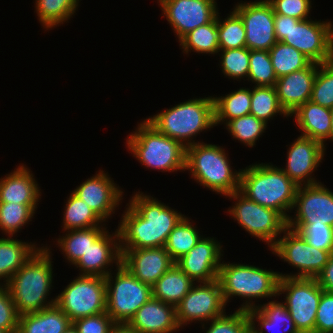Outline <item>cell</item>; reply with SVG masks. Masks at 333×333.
<instances>
[{"label":"cell","mask_w":333,"mask_h":333,"mask_svg":"<svg viewBox=\"0 0 333 333\" xmlns=\"http://www.w3.org/2000/svg\"><path fill=\"white\" fill-rule=\"evenodd\" d=\"M21 164L13 172L0 178V203L38 205L41 192L34 175Z\"/></svg>","instance_id":"25"},{"label":"cell","mask_w":333,"mask_h":333,"mask_svg":"<svg viewBox=\"0 0 333 333\" xmlns=\"http://www.w3.org/2000/svg\"><path fill=\"white\" fill-rule=\"evenodd\" d=\"M310 100L320 106L333 108V61L318 64Z\"/></svg>","instance_id":"44"},{"label":"cell","mask_w":333,"mask_h":333,"mask_svg":"<svg viewBox=\"0 0 333 333\" xmlns=\"http://www.w3.org/2000/svg\"><path fill=\"white\" fill-rule=\"evenodd\" d=\"M72 321L56 305L19 316L17 333H63Z\"/></svg>","instance_id":"28"},{"label":"cell","mask_w":333,"mask_h":333,"mask_svg":"<svg viewBox=\"0 0 333 333\" xmlns=\"http://www.w3.org/2000/svg\"><path fill=\"white\" fill-rule=\"evenodd\" d=\"M218 14L219 12L217 13L219 50L246 47L245 27L240 16L233 10L223 20Z\"/></svg>","instance_id":"39"},{"label":"cell","mask_w":333,"mask_h":333,"mask_svg":"<svg viewBox=\"0 0 333 333\" xmlns=\"http://www.w3.org/2000/svg\"><path fill=\"white\" fill-rule=\"evenodd\" d=\"M120 251L121 264L137 279L151 287L175 264L165 247Z\"/></svg>","instance_id":"21"},{"label":"cell","mask_w":333,"mask_h":333,"mask_svg":"<svg viewBox=\"0 0 333 333\" xmlns=\"http://www.w3.org/2000/svg\"><path fill=\"white\" fill-rule=\"evenodd\" d=\"M39 248L35 243L22 242L11 236L0 238V280H4L0 285L6 286L11 277Z\"/></svg>","instance_id":"29"},{"label":"cell","mask_w":333,"mask_h":333,"mask_svg":"<svg viewBox=\"0 0 333 333\" xmlns=\"http://www.w3.org/2000/svg\"><path fill=\"white\" fill-rule=\"evenodd\" d=\"M63 217V230H78L91 227H103L102 220L97 214L73 192L67 198ZM101 224V226H100Z\"/></svg>","instance_id":"33"},{"label":"cell","mask_w":333,"mask_h":333,"mask_svg":"<svg viewBox=\"0 0 333 333\" xmlns=\"http://www.w3.org/2000/svg\"><path fill=\"white\" fill-rule=\"evenodd\" d=\"M194 284L195 282L175 263L151 287L152 296L176 307Z\"/></svg>","instance_id":"30"},{"label":"cell","mask_w":333,"mask_h":333,"mask_svg":"<svg viewBox=\"0 0 333 333\" xmlns=\"http://www.w3.org/2000/svg\"><path fill=\"white\" fill-rule=\"evenodd\" d=\"M295 217L287 224H327L333 227V192L321 182L298 186L293 204Z\"/></svg>","instance_id":"17"},{"label":"cell","mask_w":333,"mask_h":333,"mask_svg":"<svg viewBox=\"0 0 333 333\" xmlns=\"http://www.w3.org/2000/svg\"><path fill=\"white\" fill-rule=\"evenodd\" d=\"M146 120L186 148L197 143L192 140L194 136L215 126L214 99L213 96L188 99Z\"/></svg>","instance_id":"4"},{"label":"cell","mask_w":333,"mask_h":333,"mask_svg":"<svg viewBox=\"0 0 333 333\" xmlns=\"http://www.w3.org/2000/svg\"><path fill=\"white\" fill-rule=\"evenodd\" d=\"M113 263L118 267L121 264V251L119 233L110 234L105 230L89 247L86 253L74 264L79 268V275L106 277Z\"/></svg>","instance_id":"22"},{"label":"cell","mask_w":333,"mask_h":333,"mask_svg":"<svg viewBox=\"0 0 333 333\" xmlns=\"http://www.w3.org/2000/svg\"><path fill=\"white\" fill-rule=\"evenodd\" d=\"M37 205L0 203V230L13 237L19 229L32 221Z\"/></svg>","instance_id":"40"},{"label":"cell","mask_w":333,"mask_h":333,"mask_svg":"<svg viewBox=\"0 0 333 333\" xmlns=\"http://www.w3.org/2000/svg\"><path fill=\"white\" fill-rule=\"evenodd\" d=\"M233 10L245 27L246 47L249 50L269 51L277 42L274 29V10L267 0L238 3Z\"/></svg>","instance_id":"15"},{"label":"cell","mask_w":333,"mask_h":333,"mask_svg":"<svg viewBox=\"0 0 333 333\" xmlns=\"http://www.w3.org/2000/svg\"><path fill=\"white\" fill-rule=\"evenodd\" d=\"M78 333H110L115 322L106 313L87 316L72 322Z\"/></svg>","instance_id":"49"},{"label":"cell","mask_w":333,"mask_h":333,"mask_svg":"<svg viewBox=\"0 0 333 333\" xmlns=\"http://www.w3.org/2000/svg\"><path fill=\"white\" fill-rule=\"evenodd\" d=\"M283 233V236H279V239L270 250L284 262L296 267L298 272L295 274L290 273L289 275L279 273V276L316 278L328 263L331 253L309 245L297 231L288 227Z\"/></svg>","instance_id":"12"},{"label":"cell","mask_w":333,"mask_h":333,"mask_svg":"<svg viewBox=\"0 0 333 333\" xmlns=\"http://www.w3.org/2000/svg\"><path fill=\"white\" fill-rule=\"evenodd\" d=\"M63 333H78L76 328L73 326V324L71 326H69V328L64 331Z\"/></svg>","instance_id":"55"},{"label":"cell","mask_w":333,"mask_h":333,"mask_svg":"<svg viewBox=\"0 0 333 333\" xmlns=\"http://www.w3.org/2000/svg\"><path fill=\"white\" fill-rule=\"evenodd\" d=\"M55 299L72 322L106 312L105 277L79 275Z\"/></svg>","instance_id":"10"},{"label":"cell","mask_w":333,"mask_h":333,"mask_svg":"<svg viewBox=\"0 0 333 333\" xmlns=\"http://www.w3.org/2000/svg\"><path fill=\"white\" fill-rule=\"evenodd\" d=\"M317 69L318 63L312 62L307 68L277 79L274 87L279 103L288 115L311 99Z\"/></svg>","instance_id":"23"},{"label":"cell","mask_w":333,"mask_h":333,"mask_svg":"<svg viewBox=\"0 0 333 333\" xmlns=\"http://www.w3.org/2000/svg\"><path fill=\"white\" fill-rule=\"evenodd\" d=\"M179 43L185 54L191 50L199 54H217L219 51L217 15L210 23L199 26L186 34Z\"/></svg>","instance_id":"34"},{"label":"cell","mask_w":333,"mask_h":333,"mask_svg":"<svg viewBox=\"0 0 333 333\" xmlns=\"http://www.w3.org/2000/svg\"><path fill=\"white\" fill-rule=\"evenodd\" d=\"M118 224L120 249L164 247L168 235L185 217L150 195L136 192Z\"/></svg>","instance_id":"1"},{"label":"cell","mask_w":333,"mask_h":333,"mask_svg":"<svg viewBox=\"0 0 333 333\" xmlns=\"http://www.w3.org/2000/svg\"><path fill=\"white\" fill-rule=\"evenodd\" d=\"M128 324L138 333H174L180 330L176 307L153 297L136 311Z\"/></svg>","instance_id":"24"},{"label":"cell","mask_w":333,"mask_h":333,"mask_svg":"<svg viewBox=\"0 0 333 333\" xmlns=\"http://www.w3.org/2000/svg\"><path fill=\"white\" fill-rule=\"evenodd\" d=\"M296 125L302 132V136L309 137L322 143L330 136L331 130V109L320 106L311 100L299 106L293 113Z\"/></svg>","instance_id":"27"},{"label":"cell","mask_w":333,"mask_h":333,"mask_svg":"<svg viewBox=\"0 0 333 333\" xmlns=\"http://www.w3.org/2000/svg\"><path fill=\"white\" fill-rule=\"evenodd\" d=\"M73 193L85 201L103 222H107L110 215L114 214L123 199L122 188L120 190L114 180L102 170L80 184Z\"/></svg>","instance_id":"20"},{"label":"cell","mask_w":333,"mask_h":333,"mask_svg":"<svg viewBox=\"0 0 333 333\" xmlns=\"http://www.w3.org/2000/svg\"><path fill=\"white\" fill-rule=\"evenodd\" d=\"M222 247L214 237H201L197 244L175 263L193 281L211 282L218 279Z\"/></svg>","instance_id":"19"},{"label":"cell","mask_w":333,"mask_h":333,"mask_svg":"<svg viewBox=\"0 0 333 333\" xmlns=\"http://www.w3.org/2000/svg\"><path fill=\"white\" fill-rule=\"evenodd\" d=\"M297 231L309 245L317 249L333 252V227L327 224H287Z\"/></svg>","instance_id":"45"},{"label":"cell","mask_w":333,"mask_h":333,"mask_svg":"<svg viewBox=\"0 0 333 333\" xmlns=\"http://www.w3.org/2000/svg\"><path fill=\"white\" fill-rule=\"evenodd\" d=\"M225 125L235 140L237 139L248 147L256 145V141L267 128L264 121L251 114L230 120Z\"/></svg>","instance_id":"41"},{"label":"cell","mask_w":333,"mask_h":333,"mask_svg":"<svg viewBox=\"0 0 333 333\" xmlns=\"http://www.w3.org/2000/svg\"><path fill=\"white\" fill-rule=\"evenodd\" d=\"M274 29L277 41H282L290 29V17L280 14L274 16Z\"/></svg>","instance_id":"52"},{"label":"cell","mask_w":333,"mask_h":333,"mask_svg":"<svg viewBox=\"0 0 333 333\" xmlns=\"http://www.w3.org/2000/svg\"><path fill=\"white\" fill-rule=\"evenodd\" d=\"M157 1L178 41L195 28L210 23L219 11L216 0Z\"/></svg>","instance_id":"16"},{"label":"cell","mask_w":333,"mask_h":333,"mask_svg":"<svg viewBox=\"0 0 333 333\" xmlns=\"http://www.w3.org/2000/svg\"><path fill=\"white\" fill-rule=\"evenodd\" d=\"M195 285L196 283L176 306V320L181 328L198 320L200 323L203 322L202 329H205V322L210 323L208 321L226 313V304L218 279Z\"/></svg>","instance_id":"14"},{"label":"cell","mask_w":333,"mask_h":333,"mask_svg":"<svg viewBox=\"0 0 333 333\" xmlns=\"http://www.w3.org/2000/svg\"><path fill=\"white\" fill-rule=\"evenodd\" d=\"M215 126L250 114L251 90L241 87L225 96L213 97Z\"/></svg>","instance_id":"31"},{"label":"cell","mask_w":333,"mask_h":333,"mask_svg":"<svg viewBox=\"0 0 333 333\" xmlns=\"http://www.w3.org/2000/svg\"><path fill=\"white\" fill-rule=\"evenodd\" d=\"M206 333H247L250 328V318L247 311L236 310L233 314H224L211 320Z\"/></svg>","instance_id":"46"},{"label":"cell","mask_w":333,"mask_h":333,"mask_svg":"<svg viewBox=\"0 0 333 333\" xmlns=\"http://www.w3.org/2000/svg\"><path fill=\"white\" fill-rule=\"evenodd\" d=\"M0 333H7V332L3 329H0Z\"/></svg>","instance_id":"56"},{"label":"cell","mask_w":333,"mask_h":333,"mask_svg":"<svg viewBox=\"0 0 333 333\" xmlns=\"http://www.w3.org/2000/svg\"><path fill=\"white\" fill-rule=\"evenodd\" d=\"M226 197L236 201L227 211L231 218L251 236L266 242L271 249L277 237L287 228V220L278 211L255 203L240 191Z\"/></svg>","instance_id":"9"},{"label":"cell","mask_w":333,"mask_h":333,"mask_svg":"<svg viewBox=\"0 0 333 333\" xmlns=\"http://www.w3.org/2000/svg\"><path fill=\"white\" fill-rule=\"evenodd\" d=\"M50 250L48 246L40 247L6 285L19 316L39 312L55 304L56 299L47 301L53 287Z\"/></svg>","instance_id":"2"},{"label":"cell","mask_w":333,"mask_h":333,"mask_svg":"<svg viewBox=\"0 0 333 333\" xmlns=\"http://www.w3.org/2000/svg\"><path fill=\"white\" fill-rule=\"evenodd\" d=\"M315 333H333V293L324 290L316 313Z\"/></svg>","instance_id":"50"},{"label":"cell","mask_w":333,"mask_h":333,"mask_svg":"<svg viewBox=\"0 0 333 333\" xmlns=\"http://www.w3.org/2000/svg\"><path fill=\"white\" fill-rule=\"evenodd\" d=\"M281 42L293 46L312 62L325 64L333 61V25L330 21L290 17V29Z\"/></svg>","instance_id":"13"},{"label":"cell","mask_w":333,"mask_h":333,"mask_svg":"<svg viewBox=\"0 0 333 333\" xmlns=\"http://www.w3.org/2000/svg\"><path fill=\"white\" fill-rule=\"evenodd\" d=\"M112 274L105 277L106 313L115 323H129L136 311L153 297L152 288L122 264L116 268L115 278Z\"/></svg>","instance_id":"8"},{"label":"cell","mask_w":333,"mask_h":333,"mask_svg":"<svg viewBox=\"0 0 333 333\" xmlns=\"http://www.w3.org/2000/svg\"><path fill=\"white\" fill-rule=\"evenodd\" d=\"M253 88L251 90V115L256 116L266 124L277 113L286 118L289 116L281 107L274 86H255Z\"/></svg>","instance_id":"38"},{"label":"cell","mask_w":333,"mask_h":333,"mask_svg":"<svg viewBox=\"0 0 333 333\" xmlns=\"http://www.w3.org/2000/svg\"><path fill=\"white\" fill-rule=\"evenodd\" d=\"M322 291L316 278L280 277L278 296L285 294L283 303L300 333H315Z\"/></svg>","instance_id":"11"},{"label":"cell","mask_w":333,"mask_h":333,"mask_svg":"<svg viewBox=\"0 0 333 333\" xmlns=\"http://www.w3.org/2000/svg\"><path fill=\"white\" fill-rule=\"evenodd\" d=\"M189 219L185 216L174 227L164 246L175 262L187 254L202 237Z\"/></svg>","instance_id":"37"},{"label":"cell","mask_w":333,"mask_h":333,"mask_svg":"<svg viewBox=\"0 0 333 333\" xmlns=\"http://www.w3.org/2000/svg\"><path fill=\"white\" fill-rule=\"evenodd\" d=\"M19 315L12 301L9 289L0 285V329L7 333H17Z\"/></svg>","instance_id":"47"},{"label":"cell","mask_w":333,"mask_h":333,"mask_svg":"<svg viewBox=\"0 0 333 333\" xmlns=\"http://www.w3.org/2000/svg\"><path fill=\"white\" fill-rule=\"evenodd\" d=\"M325 150L322 143L300 135L287 151L286 168L281 169L297 186L319 183L312 173L322 162Z\"/></svg>","instance_id":"18"},{"label":"cell","mask_w":333,"mask_h":333,"mask_svg":"<svg viewBox=\"0 0 333 333\" xmlns=\"http://www.w3.org/2000/svg\"><path fill=\"white\" fill-rule=\"evenodd\" d=\"M221 52V53H219ZM222 73L234 80L248 78L250 50L247 47L219 50Z\"/></svg>","instance_id":"43"},{"label":"cell","mask_w":333,"mask_h":333,"mask_svg":"<svg viewBox=\"0 0 333 333\" xmlns=\"http://www.w3.org/2000/svg\"><path fill=\"white\" fill-rule=\"evenodd\" d=\"M277 79L269 51L250 50L249 73L246 80L251 81L254 86H275Z\"/></svg>","instance_id":"42"},{"label":"cell","mask_w":333,"mask_h":333,"mask_svg":"<svg viewBox=\"0 0 333 333\" xmlns=\"http://www.w3.org/2000/svg\"><path fill=\"white\" fill-rule=\"evenodd\" d=\"M275 14L289 16L298 20L309 19L311 0H267ZM309 16V17H308Z\"/></svg>","instance_id":"48"},{"label":"cell","mask_w":333,"mask_h":333,"mask_svg":"<svg viewBox=\"0 0 333 333\" xmlns=\"http://www.w3.org/2000/svg\"><path fill=\"white\" fill-rule=\"evenodd\" d=\"M316 279L324 291L333 293V252L329 257L328 263Z\"/></svg>","instance_id":"51"},{"label":"cell","mask_w":333,"mask_h":333,"mask_svg":"<svg viewBox=\"0 0 333 333\" xmlns=\"http://www.w3.org/2000/svg\"><path fill=\"white\" fill-rule=\"evenodd\" d=\"M222 146L195 143L186 147L185 170L190 171L194 180L207 189L227 196L239 191L240 173L233 171L230 159Z\"/></svg>","instance_id":"5"},{"label":"cell","mask_w":333,"mask_h":333,"mask_svg":"<svg viewBox=\"0 0 333 333\" xmlns=\"http://www.w3.org/2000/svg\"><path fill=\"white\" fill-rule=\"evenodd\" d=\"M78 4L79 0H35V9L39 22L48 30L74 16Z\"/></svg>","instance_id":"35"},{"label":"cell","mask_w":333,"mask_h":333,"mask_svg":"<svg viewBox=\"0 0 333 333\" xmlns=\"http://www.w3.org/2000/svg\"><path fill=\"white\" fill-rule=\"evenodd\" d=\"M298 186L281 167L271 163L252 164L241 169L239 191L261 206L278 211L286 220L293 211Z\"/></svg>","instance_id":"3"},{"label":"cell","mask_w":333,"mask_h":333,"mask_svg":"<svg viewBox=\"0 0 333 333\" xmlns=\"http://www.w3.org/2000/svg\"><path fill=\"white\" fill-rule=\"evenodd\" d=\"M126 144L128 151L147 168L161 172L185 171L186 148L145 119L127 136Z\"/></svg>","instance_id":"7"},{"label":"cell","mask_w":333,"mask_h":333,"mask_svg":"<svg viewBox=\"0 0 333 333\" xmlns=\"http://www.w3.org/2000/svg\"><path fill=\"white\" fill-rule=\"evenodd\" d=\"M110 333H138L134 328H132L128 323H115Z\"/></svg>","instance_id":"53"},{"label":"cell","mask_w":333,"mask_h":333,"mask_svg":"<svg viewBox=\"0 0 333 333\" xmlns=\"http://www.w3.org/2000/svg\"><path fill=\"white\" fill-rule=\"evenodd\" d=\"M279 273L249 264L221 263L218 281L227 305L230 298L238 296L246 299L238 310L248 311L257 308L254 298L278 296Z\"/></svg>","instance_id":"6"},{"label":"cell","mask_w":333,"mask_h":333,"mask_svg":"<svg viewBox=\"0 0 333 333\" xmlns=\"http://www.w3.org/2000/svg\"><path fill=\"white\" fill-rule=\"evenodd\" d=\"M269 56L277 78L307 68L312 61L293 46L280 41L269 50Z\"/></svg>","instance_id":"36"},{"label":"cell","mask_w":333,"mask_h":333,"mask_svg":"<svg viewBox=\"0 0 333 333\" xmlns=\"http://www.w3.org/2000/svg\"><path fill=\"white\" fill-rule=\"evenodd\" d=\"M247 313L250 318V330L253 333H263L264 329L269 333H300L283 302L269 301L263 305L260 304L255 309L248 310ZM256 321L258 328L255 325ZM281 329L282 332H280ZM276 330L277 332H275Z\"/></svg>","instance_id":"26"},{"label":"cell","mask_w":333,"mask_h":333,"mask_svg":"<svg viewBox=\"0 0 333 333\" xmlns=\"http://www.w3.org/2000/svg\"><path fill=\"white\" fill-rule=\"evenodd\" d=\"M106 229L107 227H91L69 230L64 236L57 239V245L63 252L65 259L74 265Z\"/></svg>","instance_id":"32"},{"label":"cell","mask_w":333,"mask_h":333,"mask_svg":"<svg viewBox=\"0 0 333 333\" xmlns=\"http://www.w3.org/2000/svg\"><path fill=\"white\" fill-rule=\"evenodd\" d=\"M330 141H333V108L331 109V130H330Z\"/></svg>","instance_id":"54"}]
</instances>
